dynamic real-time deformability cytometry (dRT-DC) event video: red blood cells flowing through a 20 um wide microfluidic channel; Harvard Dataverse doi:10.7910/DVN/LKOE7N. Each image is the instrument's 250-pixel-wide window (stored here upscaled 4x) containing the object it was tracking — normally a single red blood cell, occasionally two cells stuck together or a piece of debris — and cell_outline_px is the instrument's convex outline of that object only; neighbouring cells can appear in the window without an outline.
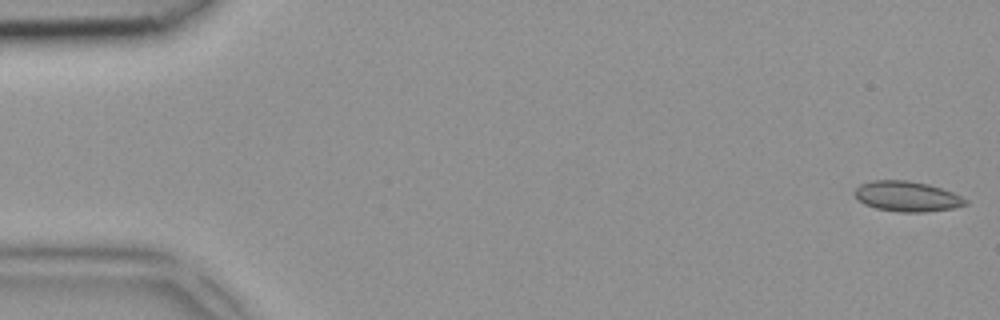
{"species": "common noctule bat (a hibernating species)", "species_latin": "Nyctalus noctula", "temperature_condition": "room temperature", "stored_images_in_passage": 5, "segment_of_instrument_passage": [2, 2], "camera_frame_rate_fps": 3000, "um_per_image_px": 0.085, "animal": {"sex": "female", "body_mass_g": 18.4}, "frame": {"image": 1, "passage_image": 5, "time_ms": 1.333, "image_size_px": [1000, 320], "cell_outline_px": [[968, 204], [952, 208], [924, 212], [900, 212], [876, 208], [864, 204], [856, 196], [856, 188], [860, 184], [872, 180], [908, 180], [928, 184], [952, 192], [968, 200]], "centroid_in_image_um": [77.1, 16.69], "position_along_channel_um": 7.9, "area_um2": 19.36}}